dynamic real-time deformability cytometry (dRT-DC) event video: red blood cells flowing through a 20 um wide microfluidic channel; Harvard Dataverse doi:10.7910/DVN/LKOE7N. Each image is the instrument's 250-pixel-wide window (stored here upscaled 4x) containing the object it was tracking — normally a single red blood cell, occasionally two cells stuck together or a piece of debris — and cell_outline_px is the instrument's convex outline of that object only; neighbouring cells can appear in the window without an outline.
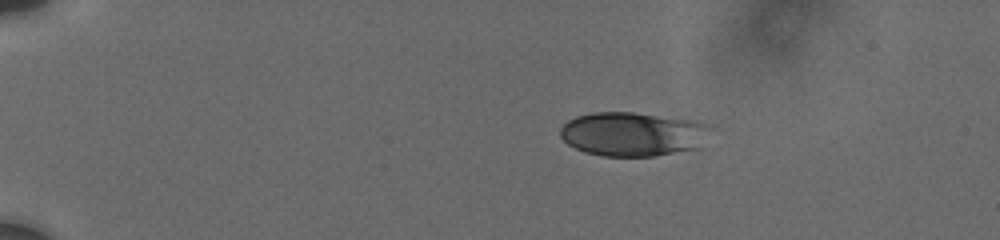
{"species": "human", "species_latin": "Homo sapiens", "temperature_condition": "cold", "stored_images_in_passage": 11, "camera_frame_rate_fps": 3000, "um_per_image_px": 0.085, "donor": {"sex": "male"}, "frame": {"image": 1, "passage_image": 1, "time_ms": 0.0, "image_size_px": [1000, 240], "cell_outline_px": [[704, 148], [656, 156], [604, 156], [584, 152], [568, 144], [560, 136], [560, 128], [568, 120], [576, 116], [592, 112], [632, 112], [692, 120], [704, 124]], "centroid_in_image_um": [53.73, 11.41], "position_along_channel_um": 31.3, "area_um2": 38.38}}